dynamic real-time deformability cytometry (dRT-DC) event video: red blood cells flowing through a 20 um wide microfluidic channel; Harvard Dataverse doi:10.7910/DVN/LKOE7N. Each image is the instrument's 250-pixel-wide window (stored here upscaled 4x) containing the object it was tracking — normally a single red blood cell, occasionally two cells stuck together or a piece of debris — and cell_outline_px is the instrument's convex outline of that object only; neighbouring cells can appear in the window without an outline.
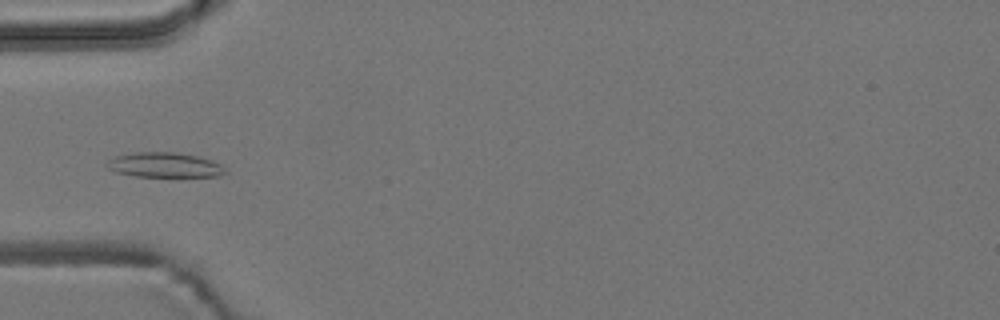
{"species": "common noctule bat (a hibernating species)", "species_latin": "Nyctalus noctula", "temperature_condition": "room temperature", "stored_images_in_passage": 5, "camera_frame_rate_fps": 3000, "um_per_image_px": 0.085, "animal": {"sex": "male", "body_mass_g": 19.2, "forearm_length_mm": 51.8}, "frame": {"image": 1, "passage_image": 5, "time_ms": 1.333, "image_size_px": [1000, 320], "cell_outline_px": [[228, 172], [220, 176], [176, 180], [136, 176], [116, 172], [108, 168], [104, 164], [112, 156], [136, 152], [176, 152], [196, 156], [212, 160], [220, 164]], "centroid_in_image_um": [14.03, 14.08], "position_along_channel_um": 71.0, "area_um2": 18.38}}